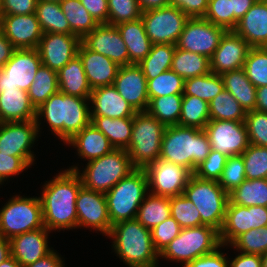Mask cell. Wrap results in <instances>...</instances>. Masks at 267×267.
Listing matches in <instances>:
<instances>
[{"mask_svg":"<svg viewBox=\"0 0 267 267\" xmlns=\"http://www.w3.org/2000/svg\"><path fill=\"white\" fill-rule=\"evenodd\" d=\"M51 179L44 182L39 196L44 226L50 232L77 229L76 198L83 186L79 174L65 169Z\"/></svg>","mask_w":267,"mask_h":267,"instance_id":"6da1fadb","label":"cell"},{"mask_svg":"<svg viewBox=\"0 0 267 267\" xmlns=\"http://www.w3.org/2000/svg\"><path fill=\"white\" fill-rule=\"evenodd\" d=\"M90 98L71 96L60 91L51 95L36 109V124L39 136L43 119L51 134L64 145L91 123Z\"/></svg>","mask_w":267,"mask_h":267,"instance_id":"7a4b0ae2","label":"cell"},{"mask_svg":"<svg viewBox=\"0 0 267 267\" xmlns=\"http://www.w3.org/2000/svg\"><path fill=\"white\" fill-rule=\"evenodd\" d=\"M107 237L112 238L111 249L127 267H159V253L154 248L151 230L137 219L113 224Z\"/></svg>","mask_w":267,"mask_h":267,"instance_id":"3957f363","label":"cell"},{"mask_svg":"<svg viewBox=\"0 0 267 267\" xmlns=\"http://www.w3.org/2000/svg\"><path fill=\"white\" fill-rule=\"evenodd\" d=\"M211 150L204 129L167 126L161 144L160 158L181 165L194 173Z\"/></svg>","mask_w":267,"mask_h":267,"instance_id":"277c9868","label":"cell"},{"mask_svg":"<svg viewBox=\"0 0 267 267\" xmlns=\"http://www.w3.org/2000/svg\"><path fill=\"white\" fill-rule=\"evenodd\" d=\"M86 163L82 170L79 164H73L68 169L79 174L85 188L102 193L108 192L136 169L125 149H113L106 155Z\"/></svg>","mask_w":267,"mask_h":267,"instance_id":"5b68a950","label":"cell"},{"mask_svg":"<svg viewBox=\"0 0 267 267\" xmlns=\"http://www.w3.org/2000/svg\"><path fill=\"white\" fill-rule=\"evenodd\" d=\"M148 191L144 169H135L105 193L111 224L136 219L139 206Z\"/></svg>","mask_w":267,"mask_h":267,"instance_id":"8992f818","label":"cell"},{"mask_svg":"<svg viewBox=\"0 0 267 267\" xmlns=\"http://www.w3.org/2000/svg\"><path fill=\"white\" fill-rule=\"evenodd\" d=\"M166 127L147 111L135 113L131 140L126 149L135 168L144 169L160 158L161 144Z\"/></svg>","mask_w":267,"mask_h":267,"instance_id":"52a82bcc","label":"cell"},{"mask_svg":"<svg viewBox=\"0 0 267 267\" xmlns=\"http://www.w3.org/2000/svg\"><path fill=\"white\" fill-rule=\"evenodd\" d=\"M220 246L219 232L213 227L202 225L183 228L159 254V259L181 263L184 267L194 259L214 252Z\"/></svg>","mask_w":267,"mask_h":267,"instance_id":"ba28073f","label":"cell"},{"mask_svg":"<svg viewBox=\"0 0 267 267\" xmlns=\"http://www.w3.org/2000/svg\"><path fill=\"white\" fill-rule=\"evenodd\" d=\"M183 194L199 210L202 224L220 232L229 198L228 193L218 184V181L204 180L192 175Z\"/></svg>","mask_w":267,"mask_h":267,"instance_id":"9c48e42d","label":"cell"},{"mask_svg":"<svg viewBox=\"0 0 267 267\" xmlns=\"http://www.w3.org/2000/svg\"><path fill=\"white\" fill-rule=\"evenodd\" d=\"M43 227L39 196L14 195L0 209V237L10 240L14 236Z\"/></svg>","mask_w":267,"mask_h":267,"instance_id":"30bf717a","label":"cell"},{"mask_svg":"<svg viewBox=\"0 0 267 267\" xmlns=\"http://www.w3.org/2000/svg\"><path fill=\"white\" fill-rule=\"evenodd\" d=\"M145 32L153 44L176 45L189 17L175 6L142 12Z\"/></svg>","mask_w":267,"mask_h":267,"instance_id":"8fae6325","label":"cell"},{"mask_svg":"<svg viewBox=\"0 0 267 267\" xmlns=\"http://www.w3.org/2000/svg\"><path fill=\"white\" fill-rule=\"evenodd\" d=\"M148 191L157 196L182 195L193 173L186 167L158 158L144 168Z\"/></svg>","mask_w":267,"mask_h":267,"instance_id":"7c38bea8","label":"cell"},{"mask_svg":"<svg viewBox=\"0 0 267 267\" xmlns=\"http://www.w3.org/2000/svg\"><path fill=\"white\" fill-rule=\"evenodd\" d=\"M41 65L37 48L16 49L0 68V92L15 88L28 91Z\"/></svg>","mask_w":267,"mask_h":267,"instance_id":"4fadbf2b","label":"cell"},{"mask_svg":"<svg viewBox=\"0 0 267 267\" xmlns=\"http://www.w3.org/2000/svg\"><path fill=\"white\" fill-rule=\"evenodd\" d=\"M226 30L204 17L189 18L176 42V48L211 58Z\"/></svg>","mask_w":267,"mask_h":267,"instance_id":"5bb4252c","label":"cell"},{"mask_svg":"<svg viewBox=\"0 0 267 267\" xmlns=\"http://www.w3.org/2000/svg\"><path fill=\"white\" fill-rule=\"evenodd\" d=\"M35 120L0 123V153L24 157L34 165L33 146L39 138Z\"/></svg>","mask_w":267,"mask_h":267,"instance_id":"9a60e30c","label":"cell"},{"mask_svg":"<svg viewBox=\"0 0 267 267\" xmlns=\"http://www.w3.org/2000/svg\"><path fill=\"white\" fill-rule=\"evenodd\" d=\"M212 150L230 157L241 155L249 145L245 121L210 120L204 128Z\"/></svg>","mask_w":267,"mask_h":267,"instance_id":"2e32d148","label":"cell"},{"mask_svg":"<svg viewBox=\"0 0 267 267\" xmlns=\"http://www.w3.org/2000/svg\"><path fill=\"white\" fill-rule=\"evenodd\" d=\"M77 228L108 236L112 227L105 193L90 190L82 186L76 198ZM104 234V235H103Z\"/></svg>","mask_w":267,"mask_h":267,"instance_id":"e0dca14e","label":"cell"},{"mask_svg":"<svg viewBox=\"0 0 267 267\" xmlns=\"http://www.w3.org/2000/svg\"><path fill=\"white\" fill-rule=\"evenodd\" d=\"M81 38L65 33H43L37 47L42 65L58 72L78 55Z\"/></svg>","mask_w":267,"mask_h":267,"instance_id":"ac0fdd59","label":"cell"},{"mask_svg":"<svg viewBox=\"0 0 267 267\" xmlns=\"http://www.w3.org/2000/svg\"><path fill=\"white\" fill-rule=\"evenodd\" d=\"M81 42L90 50L110 58L119 66L129 65L128 49L116 26L99 24Z\"/></svg>","mask_w":267,"mask_h":267,"instance_id":"d6986e66","label":"cell"},{"mask_svg":"<svg viewBox=\"0 0 267 267\" xmlns=\"http://www.w3.org/2000/svg\"><path fill=\"white\" fill-rule=\"evenodd\" d=\"M0 30L16 49L37 48L43 36L35 13L0 15Z\"/></svg>","mask_w":267,"mask_h":267,"instance_id":"ffe728a7","label":"cell"},{"mask_svg":"<svg viewBox=\"0 0 267 267\" xmlns=\"http://www.w3.org/2000/svg\"><path fill=\"white\" fill-rule=\"evenodd\" d=\"M251 46L234 31H226L210 60V71L221 75L244 67Z\"/></svg>","mask_w":267,"mask_h":267,"instance_id":"44dd1931","label":"cell"},{"mask_svg":"<svg viewBox=\"0 0 267 267\" xmlns=\"http://www.w3.org/2000/svg\"><path fill=\"white\" fill-rule=\"evenodd\" d=\"M113 85L136 112L147 111V79L138 64L120 66Z\"/></svg>","mask_w":267,"mask_h":267,"instance_id":"7402d4cb","label":"cell"},{"mask_svg":"<svg viewBox=\"0 0 267 267\" xmlns=\"http://www.w3.org/2000/svg\"><path fill=\"white\" fill-rule=\"evenodd\" d=\"M50 233L46 227H43L12 237L10 239L11 256L21 267L45 257L53 250V247L48 244Z\"/></svg>","mask_w":267,"mask_h":267,"instance_id":"603a6c76","label":"cell"},{"mask_svg":"<svg viewBox=\"0 0 267 267\" xmlns=\"http://www.w3.org/2000/svg\"><path fill=\"white\" fill-rule=\"evenodd\" d=\"M88 83L92 89L111 86L120 66L110 58L88 49L82 42L78 49Z\"/></svg>","mask_w":267,"mask_h":267,"instance_id":"cb8c5ba5","label":"cell"},{"mask_svg":"<svg viewBox=\"0 0 267 267\" xmlns=\"http://www.w3.org/2000/svg\"><path fill=\"white\" fill-rule=\"evenodd\" d=\"M89 100L91 116H106L114 119L134 117L136 113L114 85L92 89Z\"/></svg>","mask_w":267,"mask_h":267,"instance_id":"d4e9b609","label":"cell"},{"mask_svg":"<svg viewBox=\"0 0 267 267\" xmlns=\"http://www.w3.org/2000/svg\"><path fill=\"white\" fill-rule=\"evenodd\" d=\"M233 31L251 47H267V0H257Z\"/></svg>","mask_w":267,"mask_h":267,"instance_id":"484cf974","label":"cell"},{"mask_svg":"<svg viewBox=\"0 0 267 267\" xmlns=\"http://www.w3.org/2000/svg\"><path fill=\"white\" fill-rule=\"evenodd\" d=\"M66 145L74 147L77 151V158L87 162L100 158L115 149L109 139L92 123L78 132Z\"/></svg>","mask_w":267,"mask_h":267,"instance_id":"4316f807","label":"cell"},{"mask_svg":"<svg viewBox=\"0 0 267 267\" xmlns=\"http://www.w3.org/2000/svg\"><path fill=\"white\" fill-rule=\"evenodd\" d=\"M1 123L31 121L36 119V109L27 91L19 88L4 89L0 92Z\"/></svg>","mask_w":267,"mask_h":267,"instance_id":"83f0119b","label":"cell"},{"mask_svg":"<svg viewBox=\"0 0 267 267\" xmlns=\"http://www.w3.org/2000/svg\"><path fill=\"white\" fill-rule=\"evenodd\" d=\"M116 27L128 49L129 65L139 64L150 53L153 45L145 32L142 19L124 22Z\"/></svg>","mask_w":267,"mask_h":267,"instance_id":"f1b7e54d","label":"cell"},{"mask_svg":"<svg viewBox=\"0 0 267 267\" xmlns=\"http://www.w3.org/2000/svg\"><path fill=\"white\" fill-rule=\"evenodd\" d=\"M57 78L60 92L71 96L90 98L92 88L78 55L57 72Z\"/></svg>","mask_w":267,"mask_h":267,"instance_id":"f546056e","label":"cell"},{"mask_svg":"<svg viewBox=\"0 0 267 267\" xmlns=\"http://www.w3.org/2000/svg\"><path fill=\"white\" fill-rule=\"evenodd\" d=\"M251 229V207L232 204L228 201L224 224L219 232L221 245L229 246L239 235Z\"/></svg>","mask_w":267,"mask_h":267,"instance_id":"4dcf8cb0","label":"cell"},{"mask_svg":"<svg viewBox=\"0 0 267 267\" xmlns=\"http://www.w3.org/2000/svg\"><path fill=\"white\" fill-rule=\"evenodd\" d=\"M221 77L224 89L230 92L246 112L255 110L257 88L247 78L244 68L227 71Z\"/></svg>","mask_w":267,"mask_h":267,"instance_id":"1f68e13d","label":"cell"},{"mask_svg":"<svg viewBox=\"0 0 267 267\" xmlns=\"http://www.w3.org/2000/svg\"><path fill=\"white\" fill-rule=\"evenodd\" d=\"M91 123L100 130L115 149H127L132 134L133 117L109 118L91 116Z\"/></svg>","mask_w":267,"mask_h":267,"instance_id":"d6a6232c","label":"cell"},{"mask_svg":"<svg viewBox=\"0 0 267 267\" xmlns=\"http://www.w3.org/2000/svg\"><path fill=\"white\" fill-rule=\"evenodd\" d=\"M35 14L43 33L75 35L59 2L38 0Z\"/></svg>","mask_w":267,"mask_h":267,"instance_id":"836d02e7","label":"cell"},{"mask_svg":"<svg viewBox=\"0 0 267 267\" xmlns=\"http://www.w3.org/2000/svg\"><path fill=\"white\" fill-rule=\"evenodd\" d=\"M228 198L232 204L267 207V179H246L228 193Z\"/></svg>","mask_w":267,"mask_h":267,"instance_id":"e575fe53","label":"cell"},{"mask_svg":"<svg viewBox=\"0 0 267 267\" xmlns=\"http://www.w3.org/2000/svg\"><path fill=\"white\" fill-rule=\"evenodd\" d=\"M169 216H171L170 197L148 193L139 206L136 219L151 230Z\"/></svg>","mask_w":267,"mask_h":267,"instance_id":"d590c367","label":"cell"},{"mask_svg":"<svg viewBox=\"0 0 267 267\" xmlns=\"http://www.w3.org/2000/svg\"><path fill=\"white\" fill-rule=\"evenodd\" d=\"M171 70L184 80L208 74L210 60L206 56L176 48Z\"/></svg>","mask_w":267,"mask_h":267,"instance_id":"8d00e7d4","label":"cell"},{"mask_svg":"<svg viewBox=\"0 0 267 267\" xmlns=\"http://www.w3.org/2000/svg\"><path fill=\"white\" fill-rule=\"evenodd\" d=\"M176 45L153 44L150 53L138 64L147 80L171 70Z\"/></svg>","mask_w":267,"mask_h":267,"instance_id":"74e56055","label":"cell"},{"mask_svg":"<svg viewBox=\"0 0 267 267\" xmlns=\"http://www.w3.org/2000/svg\"><path fill=\"white\" fill-rule=\"evenodd\" d=\"M183 94L151 98L147 112L166 126L179 125Z\"/></svg>","mask_w":267,"mask_h":267,"instance_id":"f35d334b","label":"cell"},{"mask_svg":"<svg viewBox=\"0 0 267 267\" xmlns=\"http://www.w3.org/2000/svg\"><path fill=\"white\" fill-rule=\"evenodd\" d=\"M60 5L71 31L81 39L99 25L80 0H63Z\"/></svg>","mask_w":267,"mask_h":267,"instance_id":"ab89813d","label":"cell"},{"mask_svg":"<svg viewBox=\"0 0 267 267\" xmlns=\"http://www.w3.org/2000/svg\"><path fill=\"white\" fill-rule=\"evenodd\" d=\"M59 91L57 72L41 65L27 93L35 109Z\"/></svg>","mask_w":267,"mask_h":267,"instance_id":"60d3db41","label":"cell"},{"mask_svg":"<svg viewBox=\"0 0 267 267\" xmlns=\"http://www.w3.org/2000/svg\"><path fill=\"white\" fill-rule=\"evenodd\" d=\"M224 90L221 75L209 72L206 75L185 79L183 95L198 97L209 103Z\"/></svg>","mask_w":267,"mask_h":267,"instance_id":"b9f144b4","label":"cell"},{"mask_svg":"<svg viewBox=\"0 0 267 267\" xmlns=\"http://www.w3.org/2000/svg\"><path fill=\"white\" fill-rule=\"evenodd\" d=\"M210 120L245 121L246 111L226 89L209 103Z\"/></svg>","mask_w":267,"mask_h":267,"instance_id":"7bdbcfd3","label":"cell"},{"mask_svg":"<svg viewBox=\"0 0 267 267\" xmlns=\"http://www.w3.org/2000/svg\"><path fill=\"white\" fill-rule=\"evenodd\" d=\"M209 121L208 103L195 96L183 95L179 125L204 129Z\"/></svg>","mask_w":267,"mask_h":267,"instance_id":"ee69618b","label":"cell"},{"mask_svg":"<svg viewBox=\"0 0 267 267\" xmlns=\"http://www.w3.org/2000/svg\"><path fill=\"white\" fill-rule=\"evenodd\" d=\"M231 246V247H230ZM226 249L234 248L233 251L244 254L262 256L267 252V226L251 230L239 235Z\"/></svg>","mask_w":267,"mask_h":267,"instance_id":"f6af8a7d","label":"cell"},{"mask_svg":"<svg viewBox=\"0 0 267 267\" xmlns=\"http://www.w3.org/2000/svg\"><path fill=\"white\" fill-rule=\"evenodd\" d=\"M243 68L256 88L267 86V47H251Z\"/></svg>","mask_w":267,"mask_h":267,"instance_id":"bcb514c9","label":"cell"},{"mask_svg":"<svg viewBox=\"0 0 267 267\" xmlns=\"http://www.w3.org/2000/svg\"><path fill=\"white\" fill-rule=\"evenodd\" d=\"M170 214L182 229L203 225L199 210L184 194L170 197Z\"/></svg>","mask_w":267,"mask_h":267,"instance_id":"7dc6e473","label":"cell"},{"mask_svg":"<svg viewBox=\"0 0 267 267\" xmlns=\"http://www.w3.org/2000/svg\"><path fill=\"white\" fill-rule=\"evenodd\" d=\"M184 79L172 70L165 71L156 78L147 80L149 100L160 96L183 94Z\"/></svg>","mask_w":267,"mask_h":267,"instance_id":"c3c4849f","label":"cell"},{"mask_svg":"<svg viewBox=\"0 0 267 267\" xmlns=\"http://www.w3.org/2000/svg\"><path fill=\"white\" fill-rule=\"evenodd\" d=\"M241 155L246 179H267V147L249 144Z\"/></svg>","mask_w":267,"mask_h":267,"instance_id":"681fc988","label":"cell"},{"mask_svg":"<svg viewBox=\"0 0 267 267\" xmlns=\"http://www.w3.org/2000/svg\"><path fill=\"white\" fill-rule=\"evenodd\" d=\"M108 25L133 21L141 18L142 11L137 0H108Z\"/></svg>","mask_w":267,"mask_h":267,"instance_id":"f907efd6","label":"cell"},{"mask_svg":"<svg viewBox=\"0 0 267 267\" xmlns=\"http://www.w3.org/2000/svg\"><path fill=\"white\" fill-rule=\"evenodd\" d=\"M245 180L246 174L242 155L228 157L218 184L227 193H230Z\"/></svg>","mask_w":267,"mask_h":267,"instance_id":"816d5d0a","label":"cell"},{"mask_svg":"<svg viewBox=\"0 0 267 267\" xmlns=\"http://www.w3.org/2000/svg\"><path fill=\"white\" fill-rule=\"evenodd\" d=\"M204 18L226 31H233L234 14L232 13L231 0H209Z\"/></svg>","mask_w":267,"mask_h":267,"instance_id":"f5cc1de1","label":"cell"},{"mask_svg":"<svg viewBox=\"0 0 267 267\" xmlns=\"http://www.w3.org/2000/svg\"><path fill=\"white\" fill-rule=\"evenodd\" d=\"M249 144L267 147V113L257 110L246 112Z\"/></svg>","mask_w":267,"mask_h":267,"instance_id":"db71d44e","label":"cell"},{"mask_svg":"<svg viewBox=\"0 0 267 267\" xmlns=\"http://www.w3.org/2000/svg\"><path fill=\"white\" fill-rule=\"evenodd\" d=\"M227 159L228 156L211 149L207 158L196 167L193 175L204 180L218 181Z\"/></svg>","mask_w":267,"mask_h":267,"instance_id":"11a10c76","label":"cell"},{"mask_svg":"<svg viewBox=\"0 0 267 267\" xmlns=\"http://www.w3.org/2000/svg\"><path fill=\"white\" fill-rule=\"evenodd\" d=\"M181 229L179 223L172 216L152 228V242L155 250L160 254L179 235Z\"/></svg>","mask_w":267,"mask_h":267,"instance_id":"9f6ffc18","label":"cell"},{"mask_svg":"<svg viewBox=\"0 0 267 267\" xmlns=\"http://www.w3.org/2000/svg\"><path fill=\"white\" fill-rule=\"evenodd\" d=\"M31 166L24 157L0 153V186L13 177L23 173L28 168H31Z\"/></svg>","mask_w":267,"mask_h":267,"instance_id":"6f0895ef","label":"cell"},{"mask_svg":"<svg viewBox=\"0 0 267 267\" xmlns=\"http://www.w3.org/2000/svg\"><path fill=\"white\" fill-rule=\"evenodd\" d=\"M38 0H2L0 15H26L35 13Z\"/></svg>","mask_w":267,"mask_h":267,"instance_id":"680465c9","label":"cell"},{"mask_svg":"<svg viewBox=\"0 0 267 267\" xmlns=\"http://www.w3.org/2000/svg\"><path fill=\"white\" fill-rule=\"evenodd\" d=\"M223 245L214 252L198 257L184 267H229L228 253L222 252Z\"/></svg>","mask_w":267,"mask_h":267,"instance_id":"91938a15","label":"cell"},{"mask_svg":"<svg viewBox=\"0 0 267 267\" xmlns=\"http://www.w3.org/2000/svg\"><path fill=\"white\" fill-rule=\"evenodd\" d=\"M169 2L189 18H198L206 15L209 0H169Z\"/></svg>","mask_w":267,"mask_h":267,"instance_id":"94428289","label":"cell"},{"mask_svg":"<svg viewBox=\"0 0 267 267\" xmlns=\"http://www.w3.org/2000/svg\"><path fill=\"white\" fill-rule=\"evenodd\" d=\"M84 8L98 24L108 22V0H80Z\"/></svg>","mask_w":267,"mask_h":267,"instance_id":"6125c7cd","label":"cell"},{"mask_svg":"<svg viewBox=\"0 0 267 267\" xmlns=\"http://www.w3.org/2000/svg\"><path fill=\"white\" fill-rule=\"evenodd\" d=\"M235 258H229V267H261L262 259L260 255L244 254L239 252Z\"/></svg>","mask_w":267,"mask_h":267,"instance_id":"be15d7a7","label":"cell"},{"mask_svg":"<svg viewBox=\"0 0 267 267\" xmlns=\"http://www.w3.org/2000/svg\"><path fill=\"white\" fill-rule=\"evenodd\" d=\"M63 259V256L59 255L58 252L53 249L45 257L25 267H65V261Z\"/></svg>","mask_w":267,"mask_h":267,"instance_id":"e7e4bbea","label":"cell"},{"mask_svg":"<svg viewBox=\"0 0 267 267\" xmlns=\"http://www.w3.org/2000/svg\"><path fill=\"white\" fill-rule=\"evenodd\" d=\"M257 0H231L232 13L234 14V29L239 20L254 5Z\"/></svg>","mask_w":267,"mask_h":267,"instance_id":"03108f58","label":"cell"},{"mask_svg":"<svg viewBox=\"0 0 267 267\" xmlns=\"http://www.w3.org/2000/svg\"><path fill=\"white\" fill-rule=\"evenodd\" d=\"M15 50L16 48L0 30V68L10 60Z\"/></svg>","mask_w":267,"mask_h":267,"instance_id":"003e7915","label":"cell"},{"mask_svg":"<svg viewBox=\"0 0 267 267\" xmlns=\"http://www.w3.org/2000/svg\"><path fill=\"white\" fill-rule=\"evenodd\" d=\"M252 228L267 226V207L251 206Z\"/></svg>","mask_w":267,"mask_h":267,"instance_id":"a7ac6f4b","label":"cell"},{"mask_svg":"<svg viewBox=\"0 0 267 267\" xmlns=\"http://www.w3.org/2000/svg\"><path fill=\"white\" fill-rule=\"evenodd\" d=\"M137 2L142 12L170 5L169 0H137Z\"/></svg>","mask_w":267,"mask_h":267,"instance_id":"89a4df30","label":"cell"},{"mask_svg":"<svg viewBox=\"0 0 267 267\" xmlns=\"http://www.w3.org/2000/svg\"><path fill=\"white\" fill-rule=\"evenodd\" d=\"M255 110L267 113V86L257 88Z\"/></svg>","mask_w":267,"mask_h":267,"instance_id":"2644e50d","label":"cell"},{"mask_svg":"<svg viewBox=\"0 0 267 267\" xmlns=\"http://www.w3.org/2000/svg\"><path fill=\"white\" fill-rule=\"evenodd\" d=\"M10 256V240L4 237H0V264Z\"/></svg>","mask_w":267,"mask_h":267,"instance_id":"8c879c8a","label":"cell"},{"mask_svg":"<svg viewBox=\"0 0 267 267\" xmlns=\"http://www.w3.org/2000/svg\"><path fill=\"white\" fill-rule=\"evenodd\" d=\"M0 267H21V265L15 260L14 257L10 256L0 264Z\"/></svg>","mask_w":267,"mask_h":267,"instance_id":"753ad0ef","label":"cell"},{"mask_svg":"<svg viewBox=\"0 0 267 267\" xmlns=\"http://www.w3.org/2000/svg\"><path fill=\"white\" fill-rule=\"evenodd\" d=\"M262 266L261 267H267V252H265L262 256Z\"/></svg>","mask_w":267,"mask_h":267,"instance_id":"34e18365","label":"cell"},{"mask_svg":"<svg viewBox=\"0 0 267 267\" xmlns=\"http://www.w3.org/2000/svg\"><path fill=\"white\" fill-rule=\"evenodd\" d=\"M44 1H52V2H62L63 0H44Z\"/></svg>","mask_w":267,"mask_h":267,"instance_id":"11e5206c","label":"cell"}]
</instances>
